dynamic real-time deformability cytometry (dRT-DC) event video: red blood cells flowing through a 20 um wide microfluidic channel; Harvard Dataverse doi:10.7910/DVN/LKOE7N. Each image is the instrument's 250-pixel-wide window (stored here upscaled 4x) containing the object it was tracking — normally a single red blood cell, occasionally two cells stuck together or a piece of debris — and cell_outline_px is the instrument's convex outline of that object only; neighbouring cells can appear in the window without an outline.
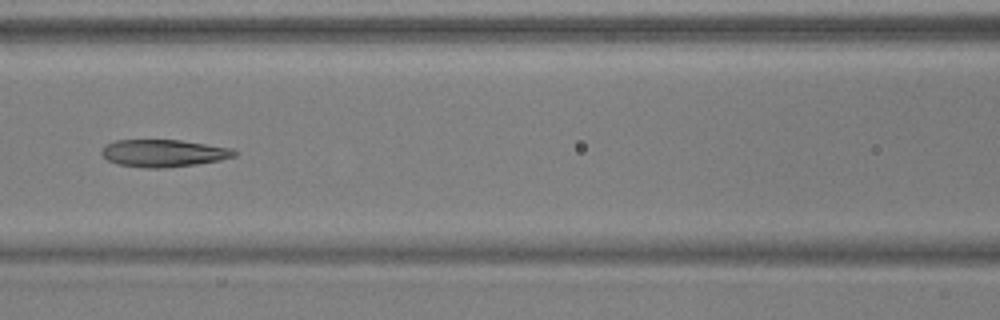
{"species": "common noctule bat (a hibernating species)", "species_latin": "Nyctalus noctula", "temperature_condition": "warm", "stored_images_in_passage": 7, "camera_frame_rate_fps": 3000, "um_per_image_px": 0.085, "animal": {"sex": "male", "body_mass_g": 17.9, "forearm_length_mm": 54.2}, "frame": {"image": 1, "passage_image": 7, "time_ms": 2.0, "image_size_px": [1000, 320], "cell_outline_px": [[236, 156], [220, 160], [196, 164], [164, 168], [144, 168], [116, 164], [108, 160], [100, 152], [104, 144], [116, 140], [180, 140], [232, 148], [236, 152]], "centroid_in_image_um": [13.87, 13.02], "position_along_channel_um": 152.7, "area_um2": 21.21}}